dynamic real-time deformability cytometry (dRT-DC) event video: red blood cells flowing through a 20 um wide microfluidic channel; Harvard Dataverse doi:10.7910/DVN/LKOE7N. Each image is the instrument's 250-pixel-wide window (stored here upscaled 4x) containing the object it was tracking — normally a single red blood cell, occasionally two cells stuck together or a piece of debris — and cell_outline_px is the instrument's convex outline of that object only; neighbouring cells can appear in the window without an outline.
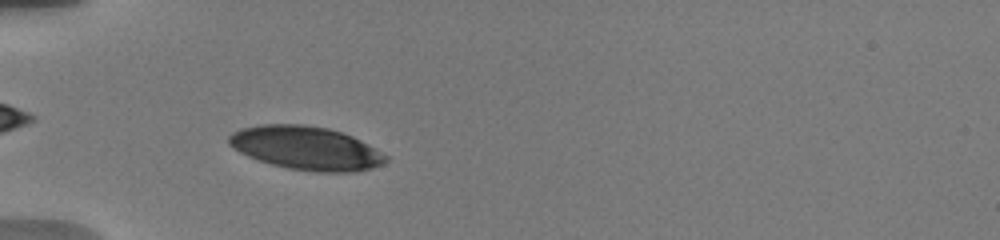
{"species": "human", "species_latin": "Homo sapiens", "temperature_condition": "warm", "stored_images_in_passage": 28, "camera_frame_rate_fps": 3000, "um_per_image_px": 0.085, "donor": {"sex": "male"}, "frame": {"image": 1, "passage_image": 10, "time_ms": 3.333, "image_size_px": [1000, 240], "cell_outline_px": [[388, 160], [372, 168], [356, 172], [316, 172], [288, 168], [272, 164], [248, 156], [240, 152], [228, 144], [228, 136], [232, 132], [240, 128], [260, 124], [304, 124], [328, 128], [352, 136], [360, 140], [388, 156]], "centroid_in_image_um": [26.0, 12.58], "position_along_channel_um": 59.0, "area_um2": 39.71}}
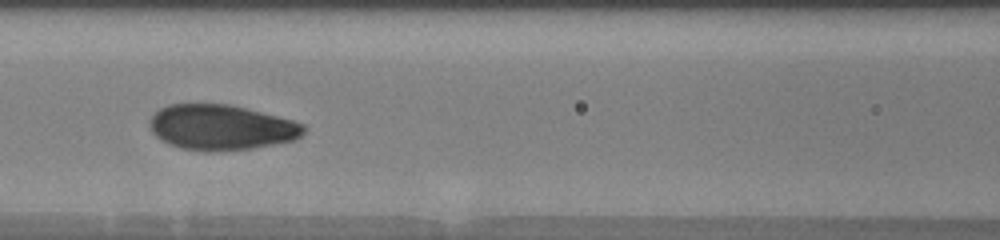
{"frame": {"image": 2, "passage_image": 20, "time_ms": 6.0, "image_size_px": [1000, 240], "cell_outline_px": [[304, 132], [296, 140], [252, 148], [216, 152], [204, 152], [180, 148], [168, 144], [160, 140], [152, 132], [148, 124], [148, 120], [160, 108], [168, 104], [232, 104], [292, 120], [304, 124]], "centroid_in_image_um": [18.77, 10.83], "position_along_channel_um": 147.8, "area_um2": 41.04}}
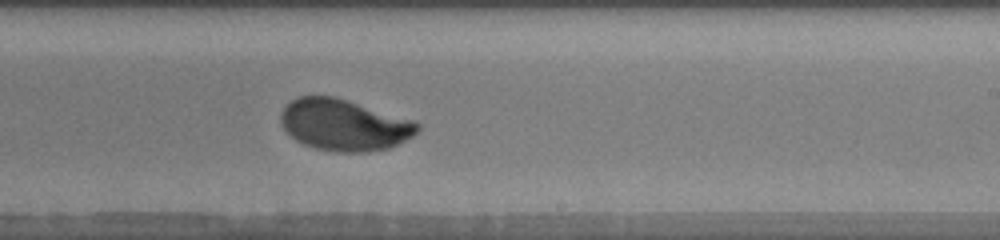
{"frame": {"image": 3, "passage_image": 28, "time_ms": 9.0, "image_size_px": [1000, 240], "cell_outline_px": [[420, 128], [412, 136], [388, 148], [368, 152], [336, 152], [316, 148], [304, 144], [296, 140], [284, 128], [280, 120], [280, 112], [296, 96], [332, 96], [412, 120], [420, 124]], "centroid_in_image_um": [29.22, 10.63], "position_along_channel_um": 259.8, "area_um2": 40.34}}